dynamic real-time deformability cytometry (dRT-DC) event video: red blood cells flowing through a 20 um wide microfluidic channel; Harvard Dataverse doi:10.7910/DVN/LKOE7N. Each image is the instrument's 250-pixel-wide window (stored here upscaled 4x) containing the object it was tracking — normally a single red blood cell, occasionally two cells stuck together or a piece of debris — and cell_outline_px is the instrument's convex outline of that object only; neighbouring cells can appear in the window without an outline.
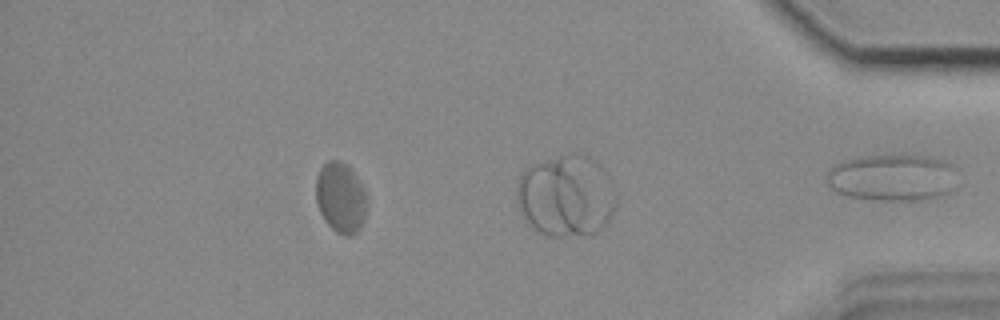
{"species": "common noctule bat (a hibernating species)", "species_latin": "Nyctalus noctula", "temperature_condition": "cold", "stored_images_in_passage": 31, "camera_frame_rate_fps": 3000, "um_per_image_px": 0.085, "animal": {"sex": "female", "body_mass_g": 18.4}, "frame": {"image": 1, "passage_image": 27, "time_ms": 8.667, "image_size_px": [1000, 320], "cell_outline_px": [[368, 204], [364, 220], [360, 228], [352, 236], [344, 236], [336, 232], [324, 220], [320, 212], [316, 200], [316, 176], [320, 168], [328, 160], [340, 160], [348, 164], [352, 168], [360, 180], [368, 196]], "centroid_in_image_um": [28.99, 16.78], "position_along_channel_um": 406.2, "area_um2": 21.56}}